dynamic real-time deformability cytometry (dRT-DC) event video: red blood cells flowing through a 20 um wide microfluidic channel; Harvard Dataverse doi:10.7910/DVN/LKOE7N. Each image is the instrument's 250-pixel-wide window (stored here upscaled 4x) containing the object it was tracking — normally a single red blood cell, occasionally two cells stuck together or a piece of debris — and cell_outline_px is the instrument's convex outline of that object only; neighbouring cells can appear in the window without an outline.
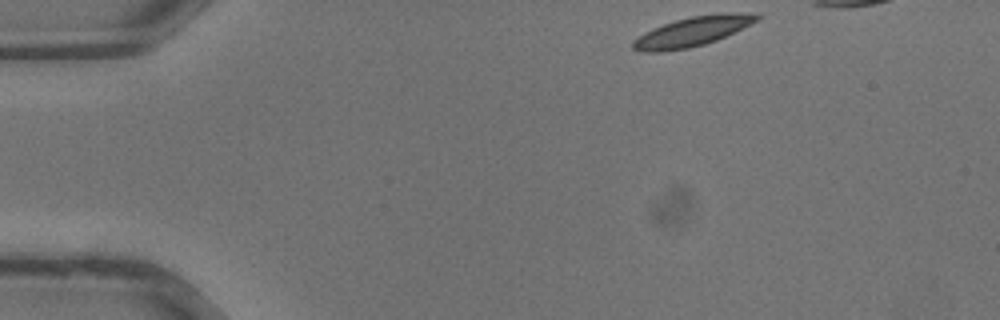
{"species": "common noctule bat (a hibernating species)", "species_latin": "Nyctalus noctula", "temperature_condition": "warm", "stored_images_in_passage": 7, "camera_frame_rate_fps": 3000, "um_per_image_px": 0.085, "animal": {"sex": "male", "body_mass_g": 13.3}, "frame": {"image": 1, "passage_image": 1, "time_ms": 0.0, "image_size_px": [1000, 320], "cell_outline_px": [[760, 16], [756, 20], [716, 40], [704, 44], [688, 48], [664, 52], [644, 52], [632, 48], [632, 40], [644, 32], [664, 24], [676, 20], [692, 16], [752, 12], [760, 12]], "centroid_in_image_um": [58.78, 2.7], "position_along_channel_um": 26.2, "area_um2": 20.75}}
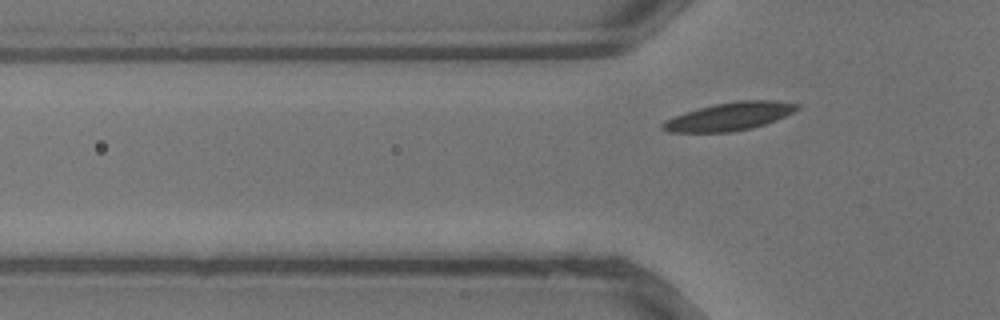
{"frame": {"image": 2, "passage_image": 7, "time_ms": 2.0, "image_size_px": [1000, 320], "cell_outline_px": [[800, 108], [784, 116], [764, 124], [752, 128], [732, 132], [668, 132], [660, 128], [660, 124], [664, 120], [700, 108], [716, 104], [740, 100], [772, 100], [800, 104]], "centroid_in_image_um": [62.0, 9.9], "position_along_channel_um": 63.8, "area_um2": 21.68}}